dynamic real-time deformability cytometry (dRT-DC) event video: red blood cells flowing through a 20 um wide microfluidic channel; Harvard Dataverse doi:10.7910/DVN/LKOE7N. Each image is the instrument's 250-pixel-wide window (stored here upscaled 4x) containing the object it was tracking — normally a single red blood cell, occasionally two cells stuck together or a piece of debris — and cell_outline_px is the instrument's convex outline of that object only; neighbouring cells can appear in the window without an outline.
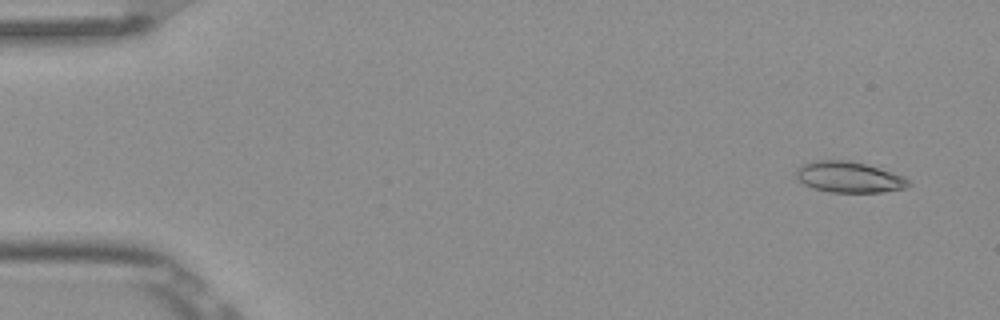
{"species": "Egyptian fruit bat (a non-hibernating species)", "species_latin": "Rousettus aegyptiacus", "temperature_condition": "room temperature", "stored_images_in_passage": 5, "camera_frame_rate_fps": 3000, "um_per_image_px": 0.085, "frame": {"image": 1, "passage_image": 1, "time_ms": 0.0, "image_size_px": [1000, 320], "cell_outline_px": [[912, 184], [904, 188], [880, 192], [828, 192], [804, 184], [796, 176], [796, 172], [804, 164], [812, 160], [848, 160], [880, 168], [904, 176]], "centroid_in_image_um": [72.19, 15.05], "position_along_channel_um": 12.8, "area_um2": 20.0}}
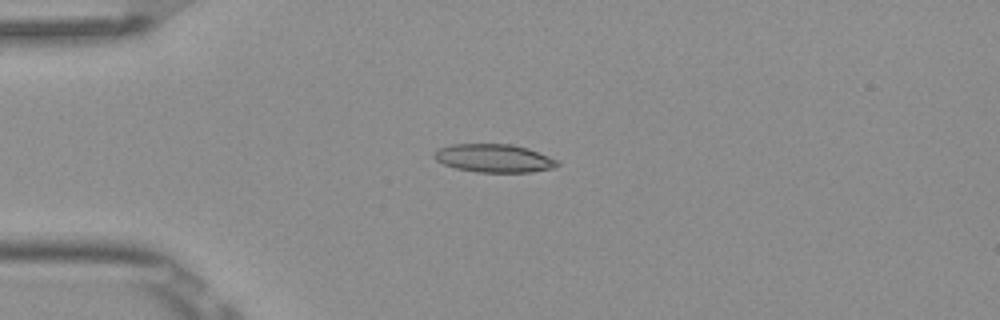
{"frame": {"image": 2, "passage_image": 4, "time_ms": 1.0, "image_size_px": [1000, 320], "cell_outline_px": [[560, 164], [552, 168], [532, 172], [476, 172], [456, 168], [444, 164], [436, 160], [432, 156], [440, 148], [452, 144], [512, 144], [528, 148], [548, 156], [556, 160]], "centroid_in_image_um": [41.99, 13.45], "position_along_channel_um": 43.0, "area_um2": 20.11}}